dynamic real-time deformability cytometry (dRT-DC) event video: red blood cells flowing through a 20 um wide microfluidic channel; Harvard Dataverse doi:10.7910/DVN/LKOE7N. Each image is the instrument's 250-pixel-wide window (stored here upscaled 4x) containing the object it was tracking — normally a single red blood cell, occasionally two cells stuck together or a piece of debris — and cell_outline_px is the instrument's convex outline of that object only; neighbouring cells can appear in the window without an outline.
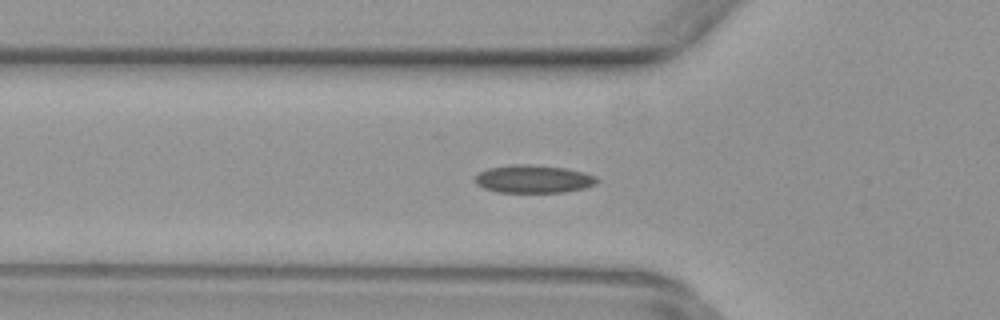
{"species": "common noctule bat (a hibernating species)", "species_latin": "Nyctalus noctula", "temperature_condition": "warm", "stored_images_in_passage": 49, "camera_frame_rate_fps": 3000, "um_per_image_px": 0.085, "animal": {"sex": "female", "body_mass_g": 29.2, "forearm_length_mm": 56.3}, "frame": {"image": 1, "passage_image": 16, "time_ms": 5.0, "image_size_px": [1000, 320], "cell_outline_px": [[600, 180], [596, 184], [584, 188], [564, 192], [496, 192], [484, 188], [476, 184], [476, 176], [480, 172], [488, 168], [512, 164], [532, 164], [564, 168], [584, 172], [596, 176]], "centroid_in_image_um": [45.36, 15.21], "position_along_channel_um": 80.4, "area_um2": 19.88}}
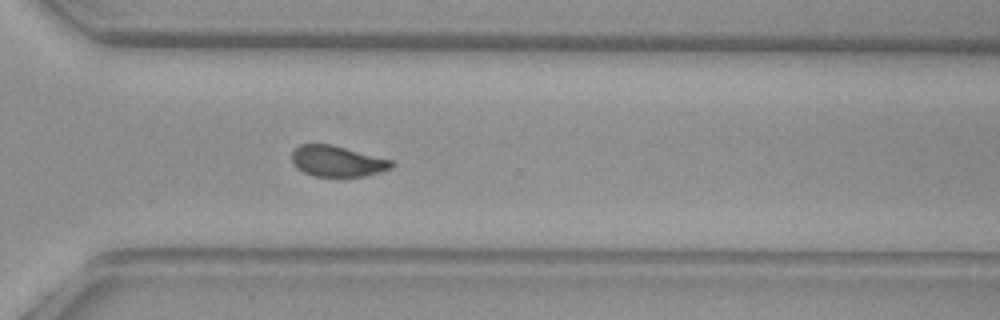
{"frame": {"image": 2, "passage_image": 35, "time_ms": 11.333, "image_size_px": [1000, 320], "cell_outline_px": [[396, 164], [392, 168], [364, 176], [312, 176], [296, 168], [292, 164], [292, 152], [300, 144], [328, 144], [392, 160]], "centroid_in_image_um": [28.64, 13.71], "position_along_channel_um": 342.0, "area_um2": 17.74}}
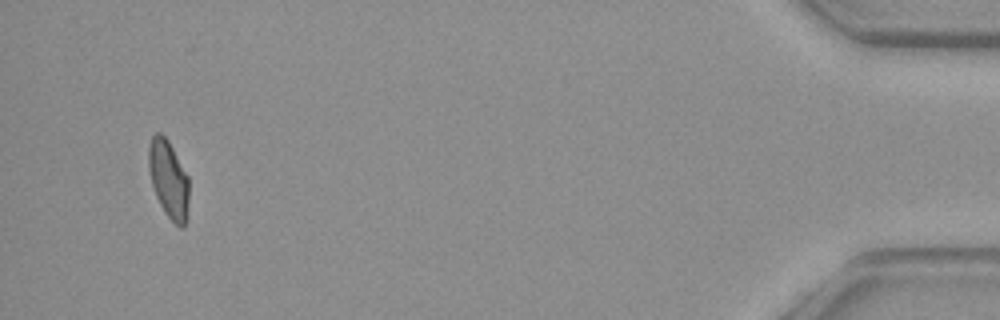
{"frame": {"image": 3, "passage_image": 47, "time_ms": 15.333, "image_size_px": [1000, 320], "cell_outline_px": [[188, 204], [184, 228], [180, 228], [168, 216], [160, 204], [156, 196], [152, 184], [148, 168], [148, 148], [152, 136], [156, 132], [160, 132], [168, 140], [188, 176]], "centroid_in_image_um": [14.32, 15.21], "position_along_channel_um": 420.9, "area_um2": 18.09}}